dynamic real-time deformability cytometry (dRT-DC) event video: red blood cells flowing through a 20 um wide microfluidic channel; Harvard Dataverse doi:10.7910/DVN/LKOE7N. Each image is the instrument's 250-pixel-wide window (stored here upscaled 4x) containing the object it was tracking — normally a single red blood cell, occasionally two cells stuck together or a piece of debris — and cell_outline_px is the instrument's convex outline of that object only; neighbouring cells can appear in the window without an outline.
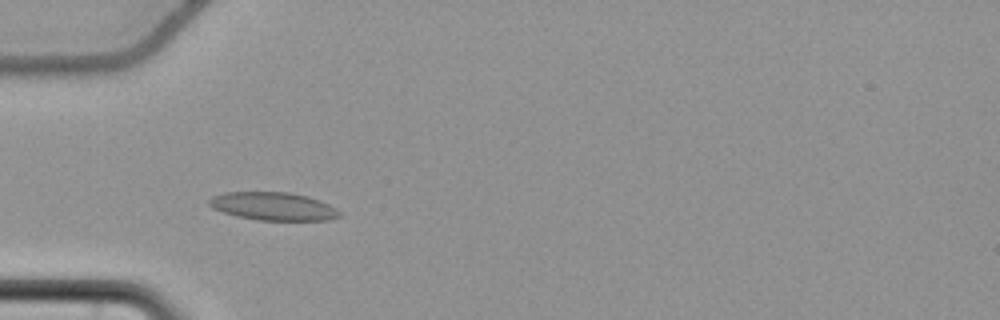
{"species": "common noctule bat (a hibernating species)", "species_latin": "Nyctalus noctula", "temperature_condition": "cold", "stored_images_in_passage": 54, "camera_frame_rate_fps": 3000, "um_per_image_px": 0.085, "animal": {"sex": "female", "body_mass_g": 22.7, "forearm_length_mm": 54.2}, "frame": {"image": 1, "passage_image": 16, "time_ms": 5.0, "image_size_px": [1000, 320], "cell_outline_px": [[340, 216], [328, 220], [260, 220], [240, 216], [224, 212], [212, 208], [208, 204], [208, 200], [212, 196], [224, 192], [288, 192], [308, 196], [320, 200], [336, 208], [340, 212]], "centroid_in_image_um": [23.23, 17.52], "position_along_channel_um": 61.8, "area_um2": 21.21}}
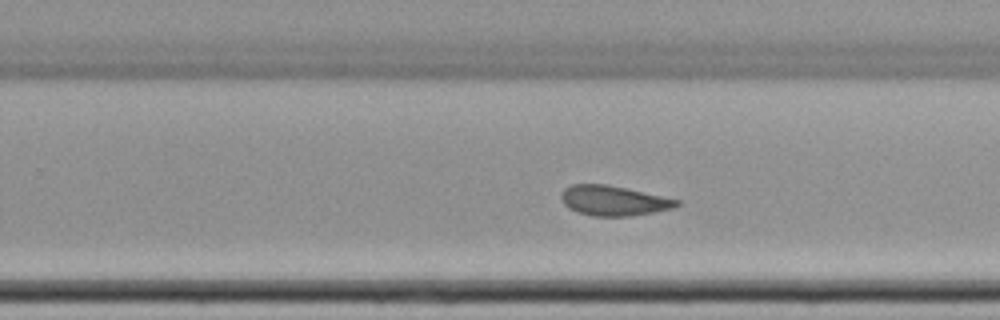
{"frame": {"image": 2, "passage_image": 34, "time_ms": 11.0, "image_size_px": [1000, 320], "cell_outline_px": [[680, 204], [672, 208], [632, 216], [592, 216], [568, 208], [564, 204], [560, 196], [564, 188], [572, 184], [604, 184], [624, 188], [680, 200]], "centroid_in_image_um": [52.12, 17.06], "position_along_channel_um": 277.7, "area_um2": 19.88}}
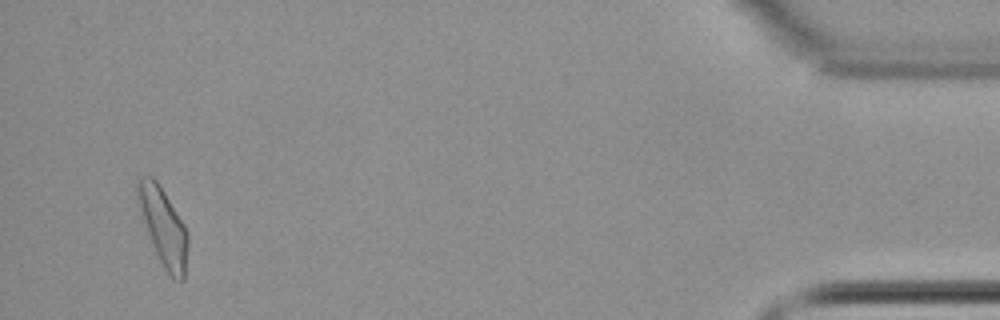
{"frame": {"image": 3, "passage_image": 52, "time_ms": 17.0, "image_size_px": [1000, 320], "cell_outline_px": [[188, 244], [184, 280], [172, 280], [164, 268], [152, 244], [136, 200], [136, 180], [140, 176], [152, 176], [156, 180], [164, 192], [184, 224], [188, 232]], "centroid_in_image_um": [13.87, 19.26], "position_along_channel_um": 421.3, "area_um2": 22.6}, "authors_computed_cell_mechanics": {"area_um2": 21.0392, "velocity_mm_per_s": 3.6885, "shape_relaxation_time_tau1_ms": null, "shape_relaxation_time_tau2_ms": 2.4293, "deformation_change_tau1": null, "deformation_change_tau2": 0.0691}}